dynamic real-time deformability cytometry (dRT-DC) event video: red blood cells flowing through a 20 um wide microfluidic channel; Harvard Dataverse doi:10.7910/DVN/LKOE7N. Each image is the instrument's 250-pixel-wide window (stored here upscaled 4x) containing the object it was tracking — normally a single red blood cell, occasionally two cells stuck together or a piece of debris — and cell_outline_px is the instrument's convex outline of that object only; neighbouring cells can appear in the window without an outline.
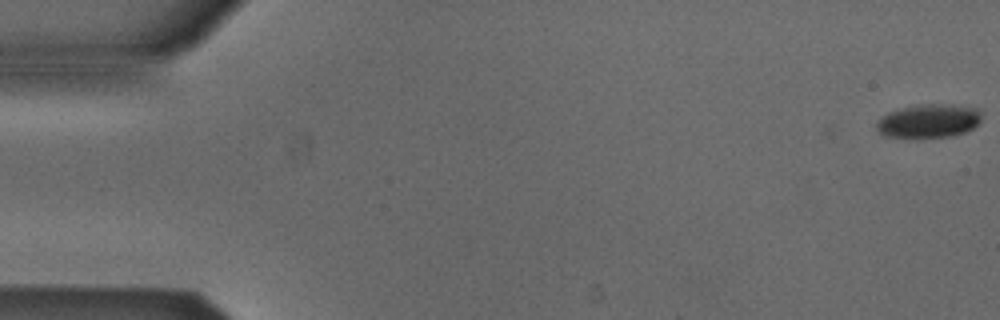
{"species": "Egyptian fruit bat (a non-hibernating species)", "species_latin": "Rousettus aegyptiacus", "temperature_condition": "cold", "stored_images_in_passage": 2, "camera_frame_rate_fps": 3000, "um_per_image_px": 0.085, "animal": {"sex": "male"}, "frame": {"image": 1, "passage_image": 2, "time_ms": 0.333, "image_size_px": [1000, 320], "cell_outline_px": [[980, 120], [972, 128], [964, 132], [952, 136], [916, 140], [884, 136], [876, 128], [876, 124], [888, 112], [920, 104], [932, 104], [976, 108], [980, 112]], "centroid_in_image_um": [78.89, 10.34], "position_along_channel_um": 6.1, "area_um2": 20.63}}